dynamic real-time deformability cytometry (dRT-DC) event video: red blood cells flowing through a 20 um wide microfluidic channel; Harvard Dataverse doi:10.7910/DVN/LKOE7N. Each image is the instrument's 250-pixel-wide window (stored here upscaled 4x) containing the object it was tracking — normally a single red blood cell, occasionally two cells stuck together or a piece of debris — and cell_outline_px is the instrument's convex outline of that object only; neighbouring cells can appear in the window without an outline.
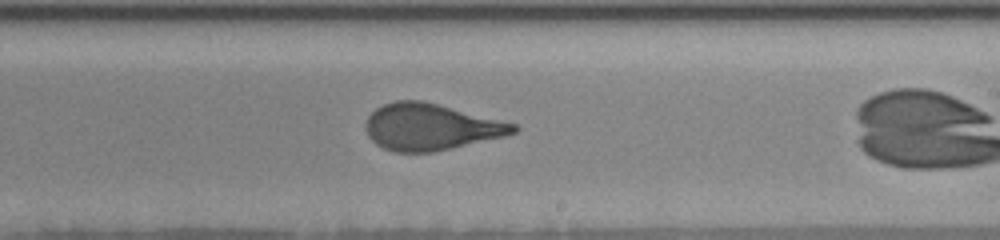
{"species": "human", "species_latin": "Homo sapiens", "temperature_condition": "room temperature", "stored_images_in_passage": 20, "camera_frame_rate_fps": 3000, "um_per_image_px": 0.085, "donor": {"sex": "female"}, "frame": {"image": 1, "passage_image": 12, "time_ms": 5.333, "image_size_px": [1000, 240], "cell_outline_px": [[520, 128], [516, 132], [504, 136], [432, 152], [396, 152], [384, 148], [376, 144], [368, 136], [364, 128], [364, 124], [368, 116], [376, 108], [384, 104], [396, 100], [420, 100], [516, 124]], "centroid_in_image_um": [36.56, 10.79], "position_along_channel_um": 252.4, "area_um2": 39.59}}
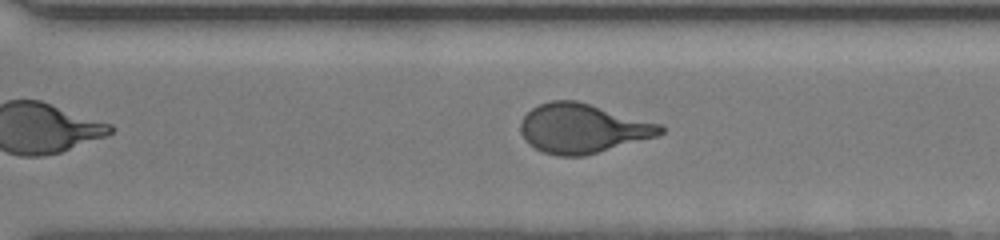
{"frame": {"image": 2, "passage_image": 16, "time_ms": 7.0, "image_size_px": [1000, 240], "cell_outline_px": [[664, 132], [656, 136], [584, 156], [556, 156], [544, 152], [536, 148], [524, 140], [520, 132], [520, 120], [532, 108], [540, 104], [552, 100], [576, 100], [664, 124]], "centroid_in_image_um": [49.52, 10.91], "position_along_channel_um": 321.1, "area_um2": 40.29}}